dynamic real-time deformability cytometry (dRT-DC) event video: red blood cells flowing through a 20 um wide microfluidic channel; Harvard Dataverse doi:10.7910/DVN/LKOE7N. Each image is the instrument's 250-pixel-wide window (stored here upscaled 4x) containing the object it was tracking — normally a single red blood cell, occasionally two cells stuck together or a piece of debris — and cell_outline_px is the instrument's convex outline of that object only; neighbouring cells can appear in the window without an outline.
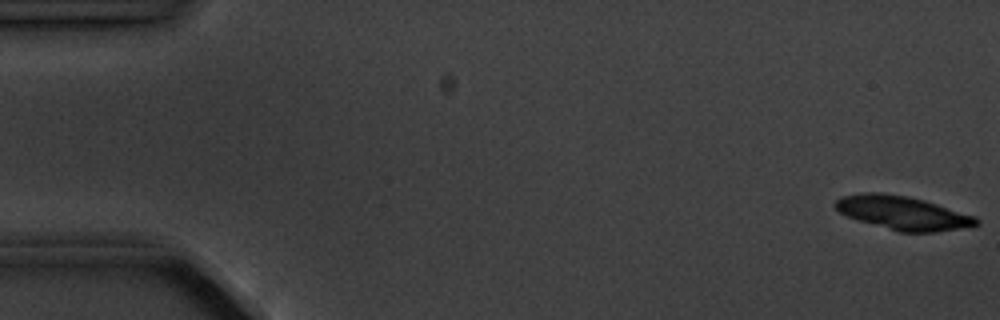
{"species": "common noctule bat (a hibernating species)", "species_latin": "Nyctalus noctula", "temperature_condition": "cold", "stored_images_in_passage": 13, "segment_of_instrument_passage": [1, 2], "camera_frame_rate_fps": 3000, "um_per_image_px": 0.085, "animal": {"sex": "male", "body_mass_g": 20.1, "forearm_length_mm": 53.5}, "frame": {"image": 1, "passage_image": 1, "time_ms": 0.0, "image_size_px": [1000, 320], "cell_outline_px": [[980, 224], [972, 228], [936, 232], [900, 232], [860, 220], [848, 216], [840, 212], [832, 204], [840, 196], [860, 192], [880, 192], [908, 196], [924, 200], [976, 216], [980, 220]], "centroid_in_image_um": [76.8, 18.09], "position_along_channel_um": 8.2, "area_um2": 27.92}}